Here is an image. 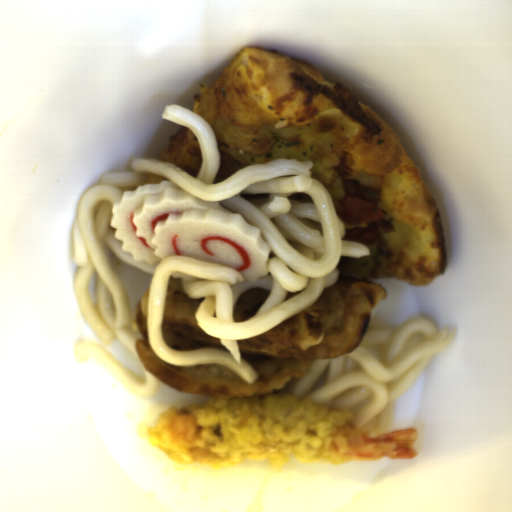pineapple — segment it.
Wrapping results in <instances>:
<instances>
[{
    "label": "pineapple",
    "instance_id": "2ff11189",
    "mask_svg": "<svg viewBox=\"0 0 512 512\" xmlns=\"http://www.w3.org/2000/svg\"><path fill=\"white\" fill-rule=\"evenodd\" d=\"M212 130L218 152L231 155L242 169L276 159L311 161V177L325 185L333 201L345 200L346 181L334 169L342 162L334 146L335 122L323 118L283 128H243L221 116Z\"/></svg>",
    "mask_w": 512,
    "mask_h": 512
}]
</instances>
